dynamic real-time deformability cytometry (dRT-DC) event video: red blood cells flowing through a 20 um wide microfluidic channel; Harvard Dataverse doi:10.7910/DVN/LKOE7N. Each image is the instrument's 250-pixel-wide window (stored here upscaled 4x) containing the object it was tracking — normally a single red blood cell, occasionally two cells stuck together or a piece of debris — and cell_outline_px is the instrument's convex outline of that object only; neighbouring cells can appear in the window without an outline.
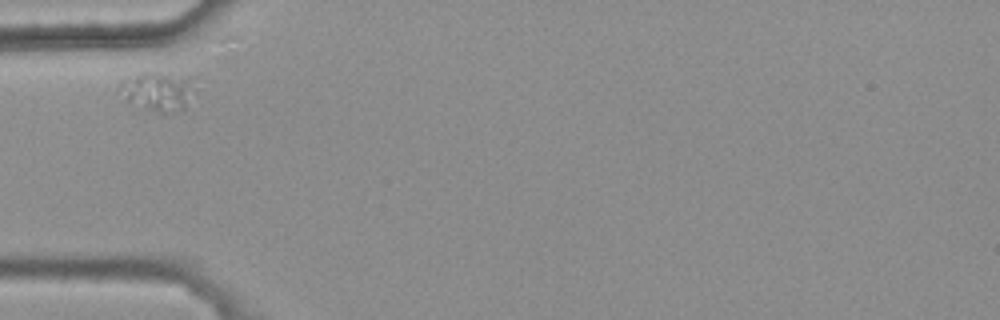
{"species": "common noctule bat (a hibernating species)", "species_latin": "Nyctalus noctula", "temperature_condition": "warm", "stored_images_in_passage": 1, "camera_frame_rate_fps": 3000, "um_per_image_px": 0.085, "animal": {"sex": "female", "body_mass_g": 25.1}, "frame": {"image": 1, "passage_image": 1, "time_ms": 0.0, "image_size_px": [1000, 320], "cell_outline_px": [[188, 88], [184, 108], [172, 112], [156, 112], [140, 108], [128, 100], [120, 84], [124, 80], [144, 72], [156, 72], [184, 80], [188, 84]], "centroid_in_image_um": [13.27, 7.81], "position_along_channel_um": 71.7, "area_um2": 15.03}}